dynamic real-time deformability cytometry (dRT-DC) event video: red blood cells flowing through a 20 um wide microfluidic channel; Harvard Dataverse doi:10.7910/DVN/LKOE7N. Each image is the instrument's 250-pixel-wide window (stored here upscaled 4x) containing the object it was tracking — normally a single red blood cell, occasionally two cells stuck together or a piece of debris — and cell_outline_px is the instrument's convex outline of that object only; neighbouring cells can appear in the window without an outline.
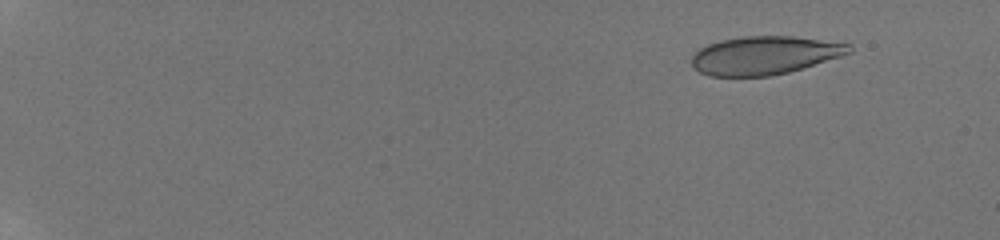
{"species": "human", "species_latin": "Homo sapiens", "temperature_condition": "room temperature", "stored_images_in_passage": 21, "camera_frame_rate_fps": 3000, "um_per_image_px": 0.085, "donor": {"sex": "male"}, "frame": {"image": 1, "passage_image": 3, "time_ms": 1.667, "image_size_px": [1000, 240], "cell_outline_px": [[852, 52], [840, 56], [788, 72], [772, 76], [708, 76], [700, 72], [692, 64], [692, 56], [700, 48], [708, 44], [720, 40], [744, 36], [792, 36], [852, 44]], "centroid_in_image_um": [64.98, 4.7], "position_along_channel_um": 20.0, "area_um2": 34.91}}
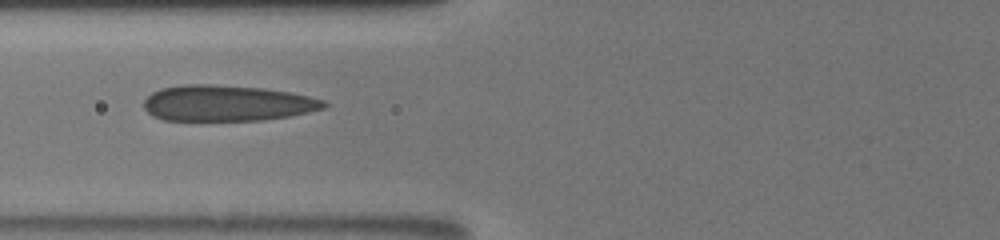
{"frame": {"image": 2, "passage_image": 18, "time_ms": 8.333, "image_size_px": [1000, 240], "cell_outline_px": [[328, 104], [324, 108], [308, 112], [288, 116], [264, 120], [164, 120], [152, 116], [144, 108], [144, 100], [152, 92], [160, 88], [180, 84], [212, 84], [264, 88], [292, 92], [324, 100]], "centroid_in_image_um": [19.28, 8.76], "position_along_channel_um": 106.5, "area_um2": 37.86}}
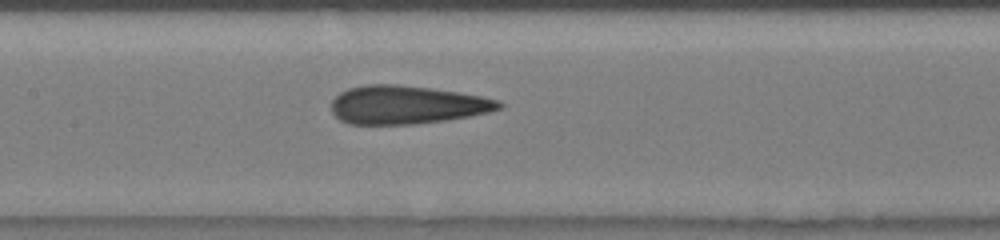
{"frame": {"image": 3, "passage_image": 21, "time_ms": 10.0, "image_size_px": [1000, 240], "cell_outline_px": [[504, 108], [488, 112], [468, 116], [444, 120], [412, 124], [348, 124], [340, 120], [332, 112], [332, 100], [340, 92], [348, 88], [368, 84], [396, 84], [432, 88], [460, 92], [500, 100], [504, 104]], "centroid_in_image_um": [34.58, 8.9], "position_along_channel_um": 172.8, "area_um2": 37.51}}